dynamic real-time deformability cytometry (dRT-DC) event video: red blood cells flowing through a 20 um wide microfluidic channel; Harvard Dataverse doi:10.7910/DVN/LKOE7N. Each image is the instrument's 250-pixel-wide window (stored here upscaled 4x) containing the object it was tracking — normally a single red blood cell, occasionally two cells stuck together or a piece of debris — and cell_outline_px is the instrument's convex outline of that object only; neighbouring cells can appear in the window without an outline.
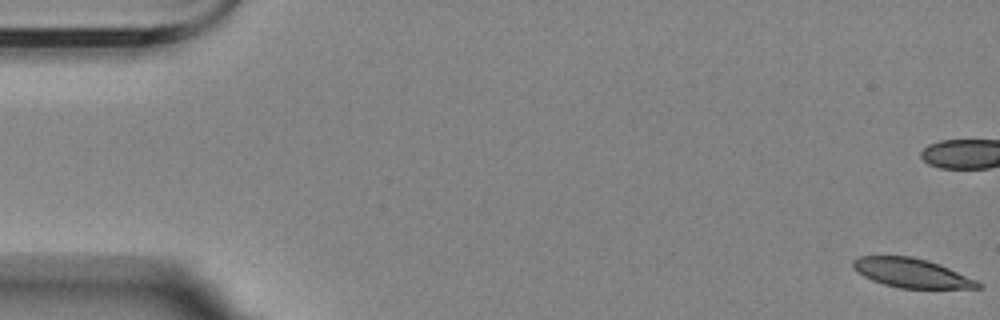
{"species": "Egyptian fruit bat (a non-hibernating species)", "species_latin": "Rousettus aegyptiacus", "temperature_condition": "room temperature", "stored_images_in_passage": 5, "camera_frame_rate_fps": 3000, "um_per_image_px": 0.085, "animal": {"sex": "female"}, "frame": {"image": 1, "passage_image": 1, "time_ms": 0.0, "image_size_px": [1000, 320], "cell_outline_px": [[980, 288], [900, 288], [884, 284], [872, 280], [864, 276], [852, 268], [852, 260], [860, 256], [908, 256], [928, 260], [940, 264], [976, 280], [980, 284]], "centroid_in_image_um": [77.44, 23.19], "position_along_channel_um": 7.6, "area_um2": 21.04}}